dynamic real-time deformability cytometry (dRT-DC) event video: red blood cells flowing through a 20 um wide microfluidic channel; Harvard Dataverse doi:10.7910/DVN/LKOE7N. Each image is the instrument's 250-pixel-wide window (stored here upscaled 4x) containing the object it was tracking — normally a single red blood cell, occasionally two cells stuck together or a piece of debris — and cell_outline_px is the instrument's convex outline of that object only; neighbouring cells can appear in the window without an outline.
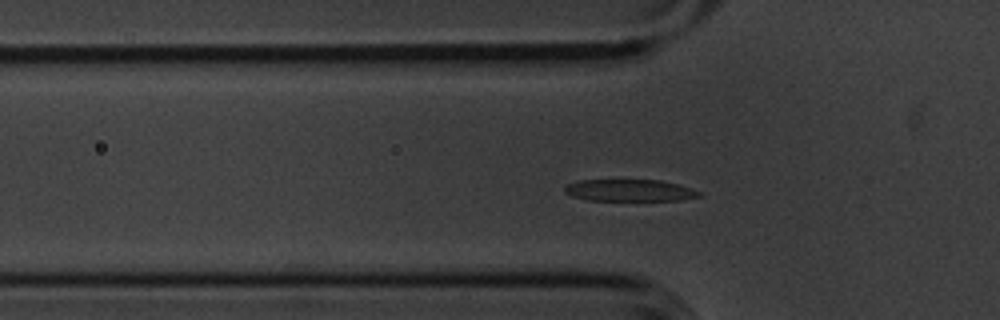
{"species": "common noctule bat (a hibernating species)", "species_latin": "Nyctalus noctula", "temperature_condition": "cold", "stored_images_in_passage": 53, "camera_frame_rate_fps": 3000, "um_per_image_px": 0.085, "animal": {"sex": "male", "body_mass_g": 20.1, "forearm_length_mm": 53.5}, "frame": {"image": 1, "passage_image": 14, "time_ms": 4.333, "image_size_px": [1000, 320], "cell_outline_px": [[704, 196], [680, 200], [588, 200], [572, 196], [564, 192], [564, 188], [568, 184], [580, 180], [660, 180], [676, 184], [700, 192]], "centroid_in_image_um": [53.51, 16.18], "position_along_channel_um": 72.3, "area_um2": 16.94}}
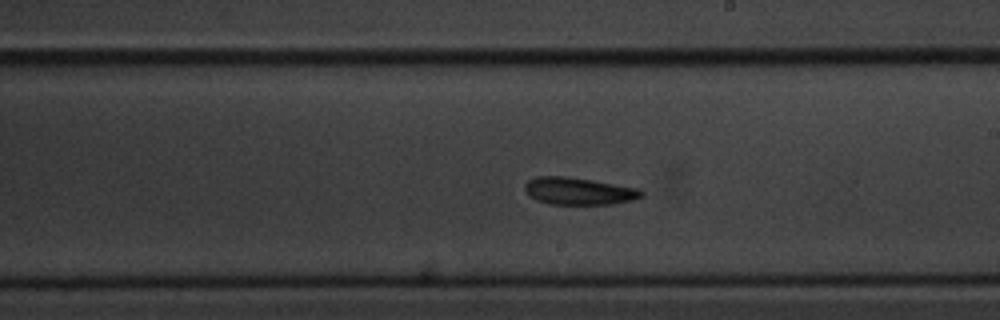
{"frame": {"image": 2, "passage_image": 28, "time_ms": 9.0, "image_size_px": [1000, 320], "cell_outline_px": [[644, 196], [632, 200], [612, 204], [548, 204], [536, 200], [528, 196], [524, 188], [524, 184], [528, 180], [536, 176], [564, 176], [592, 180], [640, 188], [644, 192]], "centroid_in_image_um": [49.18, 16.24], "position_along_channel_um": 239.8, "area_um2": 18.73}}
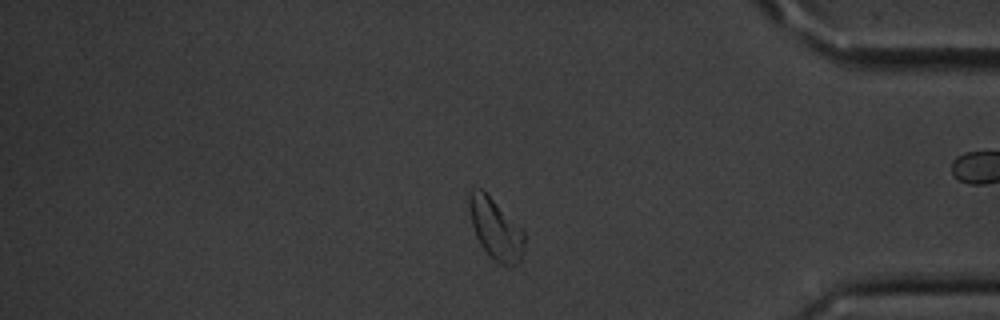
{"frame": {"image": 3, "passage_image": 43, "time_ms": 14.0, "image_size_px": [1000, 320], "cell_outline_px": [[524, 252], [520, 260], [516, 264], [508, 268], [500, 264], [480, 244], [476, 236], [472, 224], [468, 208], [468, 192], [472, 188], [480, 188], [524, 228]], "centroid_in_image_um": [42.14, 19.45], "position_along_channel_um": 393.1, "area_um2": 19.77}, "authors_computed_cell_mechanics": {"area_um2": 19.1318, "velocity_mm_per_s": 3.5792, "shape_relaxation_time_tau1_ms": 2.0591, "shape_relaxation_time_tau2_ms": 4.2886, "deformation_change_tau1": 0.1148, "deformation_change_tau2": 0.1159}}